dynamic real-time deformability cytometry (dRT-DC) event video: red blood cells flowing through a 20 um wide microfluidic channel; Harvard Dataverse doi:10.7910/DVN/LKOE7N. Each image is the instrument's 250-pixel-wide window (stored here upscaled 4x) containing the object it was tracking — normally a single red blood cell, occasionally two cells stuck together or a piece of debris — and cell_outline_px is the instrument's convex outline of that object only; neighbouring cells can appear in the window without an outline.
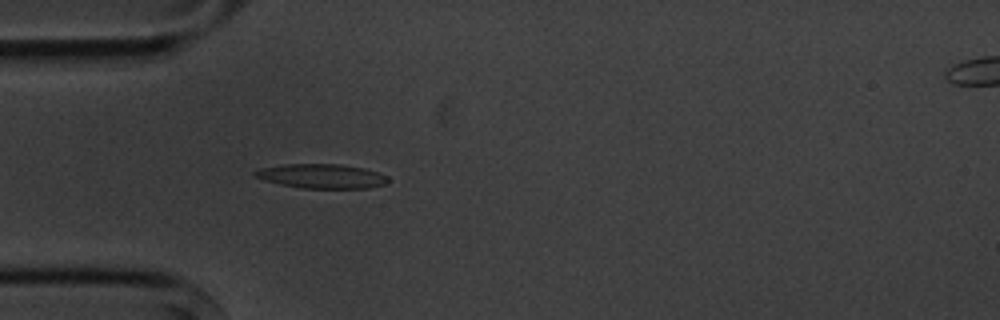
{"species": "common noctule bat (a hibernating species)", "species_latin": "Nyctalus noctula", "temperature_condition": "cold", "stored_images_in_passage": 4, "camera_frame_rate_fps": 3000, "um_per_image_px": 0.085, "animal": {"sex": "male", "body_mass_g": 20.1, "forearm_length_mm": 53.5}, "frame": {"image": 1, "passage_image": 4, "time_ms": 3.667, "image_size_px": [1000, 320], "cell_outline_px": [[388, 180], [384, 184], [368, 188], [304, 188], [280, 184], [264, 180], [252, 176], [252, 172], [260, 168], [284, 164], [340, 164], [364, 168], [388, 176]], "centroid_in_image_um": [27.3, 14.97], "position_along_channel_um": 57.7, "area_um2": 18.84}}